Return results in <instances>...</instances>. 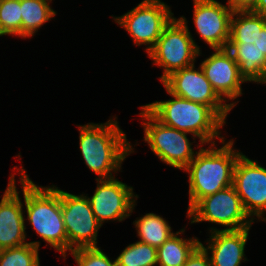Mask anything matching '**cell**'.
<instances>
[{"instance_id":"cell-17","label":"cell","mask_w":266,"mask_h":266,"mask_svg":"<svg viewBox=\"0 0 266 266\" xmlns=\"http://www.w3.org/2000/svg\"><path fill=\"white\" fill-rule=\"evenodd\" d=\"M252 228L238 230H218L207 235L200 246L208 254L212 266H241L249 259L245 248Z\"/></svg>"},{"instance_id":"cell-12","label":"cell","mask_w":266,"mask_h":266,"mask_svg":"<svg viewBox=\"0 0 266 266\" xmlns=\"http://www.w3.org/2000/svg\"><path fill=\"white\" fill-rule=\"evenodd\" d=\"M161 84L173 95L211 107L227 124L233 109L217 94L200 65L177 70Z\"/></svg>"},{"instance_id":"cell-5","label":"cell","mask_w":266,"mask_h":266,"mask_svg":"<svg viewBox=\"0 0 266 266\" xmlns=\"http://www.w3.org/2000/svg\"><path fill=\"white\" fill-rule=\"evenodd\" d=\"M164 89L171 99L143 105L158 121L192 134L204 145L220 144L225 139L222 130L227 123L211 107L175 96Z\"/></svg>"},{"instance_id":"cell-6","label":"cell","mask_w":266,"mask_h":266,"mask_svg":"<svg viewBox=\"0 0 266 266\" xmlns=\"http://www.w3.org/2000/svg\"><path fill=\"white\" fill-rule=\"evenodd\" d=\"M139 109V124L144 131L142 141L163 164L183 171L204 144L190 133L162 124L143 105Z\"/></svg>"},{"instance_id":"cell-14","label":"cell","mask_w":266,"mask_h":266,"mask_svg":"<svg viewBox=\"0 0 266 266\" xmlns=\"http://www.w3.org/2000/svg\"><path fill=\"white\" fill-rule=\"evenodd\" d=\"M16 176H18L17 165L11 168L6 189L0 195V250L30 242L40 249L42 241H27L30 236L27 235L28 225L25 224L23 199L20 197L22 195L17 187Z\"/></svg>"},{"instance_id":"cell-25","label":"cell","mask_w":266,"mask_h":266,"mask_svg":"<svg viewBox=\"0 0 266 266\" xmlns=\"http://www.w3.org/2000/svg\"><path fill=\"white\" fill-rule=\"evenodd\" d=\"M183 266H212L208 254L199 245L188 257Z\"/></svg>"},{"instance_id":"cell-19","label":"cell","mask_w":266,"mask_h":266,"mask_svg":"<svg viewBox=\"0 0 266 266\" xmlns=\"http://www.w3.org/2000/svg\"><path fill=\"white\" fill-rule=\"evenodd\" d=\"M55 0H20L21 6V39H31L44 26L55 20L57 11L53 9ZM51 4V5H50Z\"/></svg>"},{"instance_id":"cell-3","label":"cell","mask_w":266,"mask_h":266,"mask_svg":"<svg viewBox=\"0 0 266 266\" xmlns=\"http://www.w3.org/2000/svg\"><path fill=\"white\" fill-rule=\"evenodd\" d=\"M235 141L225 138L217 143L204 145L183 170L188 175L187 212L202 198L233 184V173L239 156ZM207 148H206V147Z\"/></svg>"},{"instance_id":"cell-13","label":"cell","mask_w":266,"mask_h":266,"mask_svg":"<svg viewBox=\"0 0 266 266\" xmlns=\"http://www.w3.org/2000/svg\"><path fill=\"white\" fill-rule=\"evenodd\" d=\"M233 187L246 213L256 223H266V168L242 153L234 167Z\"/></svg>"},{"instance_id":"cell-16","label":"cell","mask_w":266,"mask_h":266,"mask_svg":"<svg viewBox=\"0 0 266 266\" xmlns=\"http://www.w3.org/2000/svg\"><path fill=\"white\" fill-rule=\"evenodd\" d=\"M195 32L209 49L227 48L233 10L218 0H192Z\"/></svg>"},{"instance_id":"cell-9","label":"cell","mask_w":266,"mask_h":266,"mask_svg":"<svg viewBox=\"0 0 266 266\" xmlns=\"http://www.w3.org/2000/svg\"><path fill=\"white\" fill-rule=\"evenodd\" d=\"M162 0H142L136 6L120 16L112 17L121 29L128 32L134 46L143 48L148 54L156 45L164 28L175 17L174 12Z\"/></svg>"},{"instance_id":"cell-10","label":"cell","mask_w":266,"mask_h":266,"mask_svg":"<svg viewBox=\"0 0 266 266\" xmlns=\"http://www.w3.org/2000/svg\"><path fill=\"white\" fill-rule=\"evenodd\" d=\"M61 211L67 235V254L78 248L98 247L102 225L94 216L86 193L76 195L61 189Z\"/></svg>"},{"instance_id":"cell-15","label":"cell","mask_w":266,"mask_h":266,"mask_svg":"<svg viewBox=\"0 0 266 266\" xmlns=\"http://www.w3.org/2000/svg\"><path fill=\"white\" fill-rule=\"evenodd\" d=\"M209 54L199 65L213 89L233 109L245 94L242 85L247 82L227 48L212 49Z\"/></svg>"},{"instance_id":"cell-8","label":"cell","mask_w":266,"mask_h":266,"mask_svg":"<svg viewBox=\"0 0 266 266\" xmlns=\"http://www.w3.org/2000/svg\"><path fill=\"white\" fill-rule=\"evenodd\" d=\"M185 216L189 225L202 222L219 225L220 228L213 225L207 228V233L249 228L256 223L246 213L233 185L200 199Z\"/></svg>"},{"instance_id":"cell-26","label":"cell","mask_w":266,"mask_h":266,"mask_svg":"<svg viewBox=\"0 0 266 266\" xmlns=\"http://www.w3.org/2000/svg\"><path fill=\"white\" fill-rule=\"evenodd\" d=\"M257 0H226V4L233 11H251Z\"/></svg>"},{"instance_id":"cell-23","label":"cell","mask_w":266,"mask_h":266,"mask_svg":"<svg viewBox=\"0 0 266 266\" xmlns=\"http://www.w3.org/2000/svg\"><path fill=\"white\" fill-rule=\"evenodd\" d=\"M20 0H0V34L21 38Z\"/></svg>"},{"instance_id":"cell-1","label":"cell","mask_w":266,"mask_h":266,"mask_svg":"<svg viewBox=\"0 0 266 266\" xmlns=\"http://www.w3.org/2000/svg\"><path fill=\"white\" fill-rule=\"evenodd\" d=\"M109 118L105 123L76 125L81 157L90 172L97 176L95 179L117 177L118 172H123V162L136 153L134 147L139 145L127 139L117 115Z\"/></svg>"},{"instance_id":"cell-7","label":"cell","mask_w":266,"mask_h":266,"mask_svg":"<svg viewBox=\"0 0 266 266\" xmlns=\"http://www.w3.org/2000/svg\"><path fill=\"white\" fill-rule=\"evenodd\" d=\"M188 22L184 15L175 16L147 54L151 64L162 69V75L158 77L160 82L171 73L197 63L202 57V47L194 39Z\"/></svg>"},{"instance_id":"cell-27","label":"cell","mask_w":266,"mask_h":266,"mask_svg":"<svg viewBox=\"0 0 266 266\" xmlns=\"http://www.w3.org/2000/svg\"><path fill=\"white\" fill-rule=\"evenodd\" d=\"M251 12L266 17V0H257Z\"/></svg>"},{"instance_id":"cell-11","label":"cell","mask_w":266,"mask_h":266,"mask_svg":"<svg viewBox=\"0 0 266 266\" xmlns=\"http://www.w3.org/2000/svg\"><path fill=\"white\" fill-rule=\"evenodd\" d=\"M96 188L89 199L97 221L103 226L109 222H123L131 217L139 197L134 187L123 183L118 177L95 179Z\"/></svg>"},{"instance_id":"cell-4","label":"cell","mask_w":266,"mask_h":266,"mask_svg":"<svg viewBox=\"0 0 266 266\" xmlns=\"http://www.w3.org/2000/svg\"><path fill=\"white\" fill-rule=\"evenodd\" d=\"M227 49L247 83L266 85V17L233 11Z\"/></svg>"},{"instance_id":"cell-24","label":"cell","mask_w":266,"mask_h":266,"mask_svg":"<svg viewBox=\"0 0 266 266\" xmlns=\"http://www.w3.org/2000/svg\"><path fill=\"white\" fill-rule=\"evenodd\" d=\"M101 247H83L72 250L63 259L70 254L74 258L77 266H117L116 258H110Z\"/></svg>"},{"instance_id":"cell-18","label":"cell","mask_w":266,"mask_h":266,"mask_svg":"<svg viewBox=\"0 0 266 266\" xmlns=\"http://www.w3.org/2000/svg\"><path fill=\"white\" fill-rule=\"evenodd\" d=\"M187 225L175 231L159 248H157V266H183L192 252L200 245L195 235H185ZM183 235V236H182Z\"/></svg>"},{"instance_id":"cell-2","label":"cell","mask_w":266,"mask_h":266,"mask_svg":"<svg viewBox=\"0 0 266 266\" xmlns=\"http://www.w3.org/2000/svg\"><path fill=\"white\" fill-rule=\"evenodd\" d=\"M21 164L18 167V187L23 195L25 224H29L50 249L67 255V235L61 211V188L55 184L42 186L32 181Z\"/></svg>"},{"instance_id":"cell-22","label":"cell","mask_w":266,"mask_h":266,"mask_svg":"<svg viewBox=\"0 0 266 266\" xmlns=\"http://www.w3.org/2000/svg\"><path fill=\"white\" fill-rule=\"evenodd\" d=\"M40 249L31 242L0 250V266H41Z\"/></svg>"},{"instance_id":"cell-20","label":"cell","mask_w":266,"mask_h":266,"mask_svg":"<svg viewBox=\"0 0 266 266\" xmlns=\"http://www.w3.org/2000/svg\"><path fill=\"white\" fill-rule=\"evenodd\" d=\"M136 217L133 225L138 241L159 248L173 233H175L166 218L149 212Z\"/></svg>"},{"instance_id":"cell-21","label":"cell","mask_w":266,"mask_h":266,"mask_svg":"<svg viewBox=\"0 0 266 266\" xmlns=\"http://www.w3.org/2000/svg\"><path fill=\"white\" fill-rule=\"evenodd\" d=\"M116 263L117 266H157V248L137 240L123 248Z\"/></svg>"}]
</instances>
